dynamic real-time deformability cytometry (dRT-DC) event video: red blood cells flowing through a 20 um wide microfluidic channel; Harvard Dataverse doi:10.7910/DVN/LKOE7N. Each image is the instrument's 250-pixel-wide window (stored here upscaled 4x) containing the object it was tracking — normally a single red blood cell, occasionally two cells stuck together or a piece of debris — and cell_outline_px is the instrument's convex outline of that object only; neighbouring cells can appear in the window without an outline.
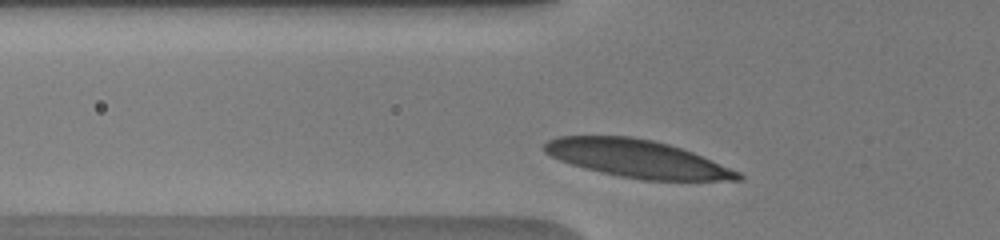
{"species": "human", "species_latin": "Homo sapiens", "temperature_condition": "warm", "stored_images_in_passage": 13, "camera_frame_rate_fps": 3000, "um_per_image_px": 0.085, "donor": {"sex": "male"}, "frame": {"image": 1, "passage_image": 2, "time_ms": 0.333, "image_size_px": [1000, 240], "cell_outline_px": [[744, 180], [644, 180], [620, 176], [600, 172], [584, 168], [560, 160], [544, 152], [544, 144], [548, 140], [556, 136], [628, 136], [652, 140], [668, 144], [692, 152], [740, 172], [744, 176]], "centroid_in_image_um": [54.15, 13.49], "position_along_channel_um": 71.6, "area_um2": 42.14}}
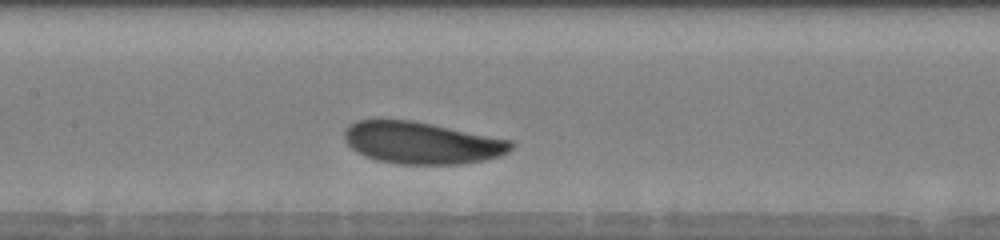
{"frame": {"image": 2, "passage_image": 10, "time_ms": 3.0, "image_size_px": [1000, 240], "cell_outline_px": [[516, 144], [508, 152], [500, 156], [484, 160], [460, 164], [400, 164], [376, 160], [364, 156], [356, 152], [344, 140], [344, 132], [348, 124], [356, 120], [412, 120], [512, 140]], "centroid_in_image_um": [35.84, 12.14], "position_along_channel_um": 171.6, "area_um2": 40.92}}